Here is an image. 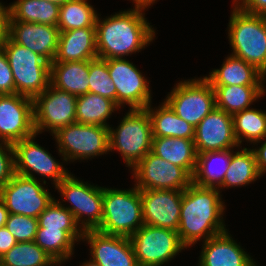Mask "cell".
I'll return each instance as SVG.
<instances>
[{"label":"cell","mask_w":266,"mask_h":266,"mask_svg":"<svg viewBox=\"0 0 266 266\" xmlns=\"http://www.w3.org/2000/svg\"><path fill=\"white\" fill-rule=\"evenodd\" d=\"M89 93L109 98L117 104L116 87L110 79L105 59L89 60Z\"/></svg>","instance_id":"8d00e7d4"},{"label":"cell","mask_w":266,"mask_h":266,"mask_svg":"<svg viewBox=\"0 0 266 266\" xmlns=\"http://www.w3.org/2000/svg\"><path fill=\"white\" fill-rule=\"evenodd\" d=\"M9 6L0 3V47L8 37Z\"/></svg>","instance_id":"7bdbcfd3"},{"label":"cell","mask_w":266,"mask_h":266,"mask_svg":"<svg viewBox=\"0 0 266 266\" xmlns=\"http://www.w3.org/2000/svg\"><path fill=\"white\" fill-rule=\"evenodd\" d=\"M211 86H263L262 73L234 55L228 56L220 69L204 77Z\"/></svg>","instance_id":"603a6c76"},{"label":"cell","mask_w":266,"mask_h":266,"mask_svg":"<svg viewBox=\"0 0 266 266\" xmlns=\"http://www.w3.org/2000/svg\"><path fill=\"white\" fill-rule=\"evenodd\" d=\"M58 151L67 162L90 159L109 151V129L91 124L73 123L58 129L54 134Z\"/></svg>","instance_id":"52a82bcc"},{"label":"cell","mask_w":266,"mask_h":266,"mask_svg":"<svg viewBox=\"0 0 266 266\" xmlns=\"http://www.w3.org/2000/svg\"><path fill=\"white\" fill-rule=\"evenodd\" d=\"M203 242L199 266H256L227 230Z\"/></svg>","instance_id":"44dd1931"},{"label":"cell","mask_w":266,"mask_h":266,"mask_svg":"<svg viewBox=\"0 0 266 266\" xmlns=\"http://www.w3.org/2000/svg\"><path fill=\"white\" fill-rule=\"evenodd\" d=\"M234 3L233 5L246 13L266 15V0H234Z\"/></svg>","instance_id":"60d3db41"},{"label":"cell","mask_w":266,"mask_h":266,"mask_svg":"<svg viewBox=\"0 0 266 266\" xmlns=\"http://www.w3.org/2000/svg\"><path fill=\"white\" fill-rule=\"evenodd\" d=\"M155 1L156 0H133V2L135 3V8H142V9L151 6V4H153Z\"/></svg>","instance_id":"bcb514c9"},{"label":"cell","mask_w":266,"mask_h":266,"mask_svg":"<svg viewBox=\"0 0 266 266\" xmlns=\"http://www.w3.org/2000/svg\"><path fill=\"white\" fill-rule=\"evenodd\" d=\"M87 0H70L60 6L57 27L60 32L80 28H96V14Z\"/></svg>","instance_id":"d6a6232c"},{"label":"cell","mask_w":266,"mask_h":266,"mask_svg":"<svg viewBox=\"0 0 266 266\" xmlns=\"http://www.w3.org/2000/svg\"><path fill=\"white\" fill-rule=\"evenodd\" d=\"M234 136L239 146L244 138L250 143H261L266 138V112L244 109L232 115Z\"/></svg>","instance_id":"1f68e13d"},{"label":"cell","mask_w":266,"mask_h":266,"mask_svg":"<svg viewBox=\"0 0 266 266\" xmlns=\"http://www.w3.org/2000/svg\"><path fill=\"white\" fill-rule=\"evenodd\" d=\"M234 153L231 156L229 168L225 173L223 182L219 186L220 189L222 187L244 186L263 176L259 173L256 156L252 149L245 147Z\"/></svg>","instance_id":"4dcf8cb0"},{"label":"cell","mask_w":266,"mask_h":266,"mask_svg":"<svg viewBox=\"0 0 266 266\" xmlns=\"http://www.w3.org/2000/svg\"><path fill=\"white\" fill-rule=\"evenodd\" d=\"M46 1L52 2V3H55V4L59 5V6H61V5H64L67 1H70V0H46Z\"/></svg>","instance_id":"7dc6e473"},{"label":"cell","mask_w":266,"mask_h":266,"mask_svg":"<svg viewBox=\"0 0 266 266\" xmlns=\"http://www.w3.org/2000/svg\"><path fill=\"white\" fill-rule=\"evenodd\" d=\"M34 242L57 263H62L71 258L76 240L67 231L38 225Z\"/></svg>","instance_id":"836d02e7"},{"label":"cell","mask_w":266,"mask_h":266,"mask_svg":"<svg viewBox=\"0 0 266 266\" xmlns=\"http://www.w3.org/2000/svg\"><path fill=\"white\" fill-rule=\"evenodd\" d=\"M16 243V239L5 227L0 228V258Z\"/></svg>","instance_id":"b9f144b4"},{"label":"cell","mask_w":266,"mask_h":266,"mask_svg":"<svg viewBox=\"0 0 266 266\" xmlns=\"http://www.w3.org/2000/svg\"><path fill=\"white\" fill-rule=\"evenodd\" d=\"M15 94V83L8 58L0 47V95Z\"/></svg>","instance_id":"ab89813d"},{"label":"cell","mask_w":266,"mask_h":266,"mask_svg":"<svg viewBox=\"0 0 266 266\" xmlns=\"http://www.w3.org/2000/svg\"><path fill=\"white\" fill-rule=\"evenodd\" d=\"M151 152L174 165L182 167L191 177L193 176L197 162L194 140L153 137Z\"/></svg>","instance_id":"d4e9b609"},{"label":"cell","mask_w":266,"mask_h":266,"mask_svg":"<svg viewBox=\"0 0 266 266\" xmlns=\"http://www.w3.org/2000/svg\"><path fill=\"white\" fill-rule=\"evenodd\" d=\"M109 129V152L117 150L127 167L133 168L152 151V125L146 109H130L118 128Z\"/></svg>","instance_id":"5b68a950"},{"label":"cell","mask_w":266,"mask_h":266,"mask_svg":"<svg viewBox=\"0 0 266 266\" xmlns=\"http://www.w3.org/2000/svg\"><path fill=\"white\" fill-rule=\"evenodd\" d=\"M194 144L197 154L238 147L234 136L232 115L215 108L196 127Z\"/></svg>","instance_id":"d6986e66"},{"label":"cell","mask_w":266,"mask_h":266,"mask_svg":"<svg viewBox=\"0 0 266 266\" xmlns=\"http://www.w3.org/2000/svg\"><path fill=\"white\" fill-rule=\"evenodd\" d=\"M165 102L194 128L216 108L215 91L204 77L180 81Z\"/></svg>","instance_id":"ba28073f"},{"label":"cell","mask_w":266,"mask_h":266,"mask_svg":"<svg viewBox=\"0 0 266 266\" xmlns=\"http://www.w3.org/2000/svg\"><path fill=\"white\" fill-rule=\"evenodd\" d=\"M136 187L184 191L192 177L182 168L149 152L133 168Z\"/></svg>","instance_id":"4fadbf2b"},{"label":"cell","mask_w":266,"mask_h":266,"mask_svg":"<svg viewBox=\"0 0 266 266\" xmlns=\"http://www.w3.org/2000/svg\"><path fill=\"white\" fill-rule=\"evenodd\" d=\"M36 135L13 144L15 174L36 179L32 172L34 171L41 176L52 178L51 180L56 186L70 173L49 152L34 141Z\"/></svg>","instance_id":"9a60e30c"},{"label":"cell","mask_w":266,"mask_h":266,"mask_svg":"<svg viewBox=\"0 0 266 266\" xmlns=\"http://www.w3.org/2000/svg\"><path fill=\"white\" fill-rule=\"evenodd\" d=\"M138 266H161L187 247L177 231L151 225L141 226L131 237Z\"/></svg>","instance_id":"9c48e42d"},{"label":"cell","mask_w":266,"mask_h":266,"mask_svg":"<svg viewBox=\"0 0 266 266\" xmlns=\"http://www.w3.org/2000/svg\"><path fill=\"white\" fill-rule=\"evenodd\" d=\"M219 190L192 182L183 191L177 232L186 247L201 239L207 241L227 230L222 217L225 205Z\"/></svg>","instance_id":"6da1fadb"},{"label":"cell","mask_w":266,"mask_h":266,"mask_svg":"<svg viewBox=\"0 0 266 266\" xmlns=\"http://www.w3.org/2000/svg\"><path fill=\"white\" fill-rule=\"evenodd\" d=\"M143 225L140 189L136 186L129 190L104 188L103 218L96 230L131 237Z\"/></svg>","instance_id":"277c9868"},{"label":"cell","mask_w":266,"mask_h":266,"mask_svg":"<svg viewBox=\"0 0 266 266\" xmlns=\"http://www.w3.org/2000/svg\"><path fill=\"white\" fill-rule=\"evenodd\" d=\"M144 9L134 8L96 20L98 58H123L139 52L153 41L154 28L144 18ZM143 12V13H142Z\"/></svg>","instance_id":"7a4b0ae2"},{"label":"cell","mask_w":266,"mask_h":266,"mask_svg":"<svg viewBox=\"0 0 266 266\" xmlns=\"http://www.w3.org/2000/svg\"><path fill=\"white\" fill-rule=\"evenodd\" d=\"M98 58L96 28L60 32L56 56L51 63L87 61Z\"/></svg>","instance_id":"7402d4cb"},{"label":"cell","mask_w":266,"mask_h":266,"mask_svg":"<svg viewBox=\"0 0 266 266\" xmlns=\"http://www.w3.org/2000/svg\"><path fill=\"white\" fill-rule=\"evenodd\" d=\"M256 156V163L259 173L262 175L266 172V141L258 149H252Z\"/></svg>","instance_id":"ee69618b"},{"label":"cell","mask_w":266,"mask_h":266,"mask_svg":"<svg viewBox=\"0 0 266 266\" xmlns=\"http://www.w3.org/2000/svg\"><path fill=\"white\" fill-rule=\"evenodd\" d=\"M110 79L117 92V105L130 106V109H145L151 104L149 81L144 78L133 63L124 58L105 59Z\"/></svg>","instance_id":"5bb4252c"},{"label":"cell","mask_w":266,"mask_h":266,"mask_svg":"<svg viewBox=\"0 0 266 266\" xmlns=\"http://www.w3.org/2000/svg\"><path fill=\"white\" fill-rule=\"evenodd\" d=\"M140 195L145 225L177 231L183 191L143 189Z\"/></svg>","instance_id":"e0dca14e"},{"label":"cell","mask_w":266,"mask_h":266,"mask_svg":"<svg viewBox=\"0 0 266 266\" xmlns=\"http://www.w3.org/2000/svg\"><path fill=\"white\" fill-rule=\"evenodd\" d=\"M265 77H266V70L262 73V81L265 80Z\"/></svg>","instance_id":"681fc988"},{"label":"cell","mask_w":266,"mask_h":266,"mask_svg":"<svg viewBox=\"0 0 266 266\" xmlns=\"http://www.w3.org/2000/svg\"><path fill=\"white\" fill-rule=\"evenodd\" d=\"M8 214L9 213L4 202L0 199V228L5 227Z\"/></svg>","instance_id":"f6af8a7d"},{"label":"cell","mask_w":266,"mask_h":266,"mask_svg":"<svg viewBox=\"0 0 266 266\" xmlns=\"http://www.w3.org/2000/svg\"><path fill=\"white\" fill-rule=\"evenodd\" d=\"M14 174L15 162L13 144L2 141L0 143V187L7 184Z\"/></svg>","instance_id":"f35d334b"},{"label":"cell","mask_w":266,"mask_h":266,"mask_svg":"<svg viewBox=\"0 0 266 266\" xmlns=\"http://www.w3.org/2000/svg\"><path fill=\"white\" fill-rule=\"evenodd\" d=\"M77 96L49 85L33 98L36 134L44 129L54 134L58 129L76 123Z\"/></svg>","instance_id":"8fae6325"},{"label":"cell","mask_w":266,"mask_h":266,"mask_svg":"<svg viewBox=\"0 0 266 266\" xmlns=\"http://www.w3.org/2000/svg\"><path fill=\"white\" fill-rule=\"evenodd\" d=\"M150 107L151 104L145 109L150 116L153 137L194 139L195 128L177 116L165 101L156 110Z\"/></svg>","instance_id":"4316f807"},{"label":"cell","mask_w":266,"mask_h":266,"mask_svg":"<svg viewBox=\"0 0 266 266\" xmlns=\"http://www.w3.org/2000/svg\"><path fill=\"white\" fill-rule=\"evenodd\" d=\"M85 239L91 247L90 260L99 266H138L130 237L86 230L82 237Z\"/></svg>","instance_id":"ac0fdd59"},{"label":"cell","mask_w":266,"mask_h":266,"mask_svg":"<svg viewBox=\"0 0 266 266\" xmlns=\"http://www.w3.org/2000/svg\"><path fill=\"white\" fill-rule=\"evenodd\" d=\"M38 225V218L8 214L5 228L17 242H28L35 240Z\"/></svg>","instance_id":"74e56055"},{"label":"cell","mask_w":266,"mask_h":266,"mask_svg":"<svg viewBox=\"0 0 266 266\" xmlns=\"http://www.w3.org/2000/svg\"><path fill=\"white\" fill-rule=\"evenodd\" d=\"M59 34L60 31L56 26L8 21V37L42 56L49 63L53 62L56 56Z\"/></svg>","instance_id":"ffe728a7"},{"label":"cell","mask_w":266,"mask_h":266,"mask_svg":"<svg viewBox=\"0 0 266 266\" xmlns=\"http://www.w3.org/2000/svg\"><path fill=\"white\" fill-rule=\"evenodd\" d=\"M2 266H54L57 263L34 241L17 242L1 258Z\"/></svg>","instance_id":"e575fe53"},{"label":"cell","mask_w":266,"mask_h":266,"mask_svg":"<svg viewBox=\"0 0 266 266\" xmlns=\"http://www.w3.org/2000/svg\"><path fill=\"white\" fill-rule=\"evenodd\" d=\"M215 91L216 108L234 115L258 100L265 93L263 86H212Z\"/></svg>","instance_id":"83f0119b"},{"label":"cell","mask_w":266,"mask_h":266,"mask_svg":"<svg viewBox=\"0 0 266 266\" xmlns=\"http://www.w3.org/2000/svg\"><path fill=\"white\" fill-rule=\"evenodd\" d=\"M233 152L232 149H227L197 154L196 169L192 176V182L201 187H215L219 189L229 168Z\"/></svg>","instance_id":"484cf974"},{"label":"cell","mask_w":266,"mask_h":266,"mask_svg":"<svg viewBox=\"0 0 266 266\" xmlns=\"http://www.w3.org/2000/svg\"><path fill=\"white\" fill-rule=\"evenodd\" d=\"M38 179L14 174L11 180L0 187V199L9 214L38 218L54 197Z\"/></svg>","instance_id":"7c38bea8"},{"label":"cell","mask_w":266,"mask_h":266,"mask_svg":"<svg viewBox=\"0 0 266 266\" xmlns=\"http://www.w3.org/2000/svg\"><path fill=\"white\" fill-rule=\"evenodd\" d=\"M50 85L81 96L89 92V60L50 63Z\"/></svg>","instance_id":"cb8c5ba5"},{"label":"cell","mask_w":266,"mask_h":266,"mask_svg":"<svg viewBox=\"0 0 266 266\" xmlns=\"http://www.w3.org/2000/svg\"><path fill=\"white\" fill-rule=\"evenodd\" d=\"M34 134L33 98L17 93L0 95V140L14 144Z\"/></svg>","instance_id":"2e32d148"},{"label":"cell","mask_w":266,"mask_h":266,"mask_svg":"<svg viewBox=\"0 0 266 266\" xmlns=\"http://www.w3.org/2000/svg\"><path fill=\"white\" fill-rule=\"evenodd\" d=\"M80 266H99L97 263L93 262L92 260L87 261V263H83Z\"/></svg>","instance_id":"c3c4849f"},{"label":"cell","mask_w":266,"mask_h":266,"mask_svg":"<svg viewBox=\"0 0 266 266\" xmlns=\"http://www.w3.org/2000/svg\"><path fill=\"white\" fill-rule=\"evenodd\" d=\"M38 224L44 229L67 231L76 241L82 239L84 233L82 227L77 224L73 214L59 200L55 199L39 215Z\"/></svg>","instance_id":"d590c367"},{"label":"cell","mask_w":266,"mask_h":266,"mask_svg":"<svg viewBox=\"0 0 266 266\" xmlns=\"http://www.w3.org/2000/svg\"><path fill=\"white\" fill-rule=\"evenodd\" d=\"M15 83V93L34 98L50 85V63L9 37L1 45Z\"/></svg>","instance_id":"8992f818"},{"label":"cell","mask_w":266,"mask_h":266,"mask_svg":"<svg viewBox=\"0 0 266 266\" xmlns=\"http://www.w3.org/2000/svg\"><path fill=\"white\" fill-rule=\"evenodd\" d=\"M76 122L109 127L106 123L112 112L120 107L111 99L98 94L86 93L76 101Z\"/></svg>","instance_id":"f546056e"},{"label":"cell","mask_w":266,"mask_h":266,"mask_svg":"<svg viewBox=\"0 0 266 266\" xmlns=\"http://www.w3.org/2000/svg\"><path fill=\"white\" fill-rule=\"evenodd\" d=\"M55 188L72 204L65 208L73 214L77 224H81L83 231L96 230L100 226L103 218V187L84 183L69 174Z\"/></svg>","instance_id":"30bf717a"},{"label":"cell","mask_w":266,"mask_h":266,"mask_svg":"<svg viewBox=\"0 0 266 266\" xmlns=\"http://www.w3.org/2000/svg\"><path fill=\"white\" fill-rule=\"evenodd\" d=\"M234 6L228 25L232 55L263 73L266 70V15L246 13Z\"/></svg>","instance_id":"3957f363"},{"label":"cell","mask_w":266,"mask_h":266,"mask_svg":"<svg viewBox=\"0 0 266 266\" xmlns=\"http://www.w3.org/2000/svg\"><path fill=\"white\" fill-rule=\"evenodd\" d=\"M60 6L46 0H17L9 6V21L56 26Z\"/></svg>","instance_id":"f1b7e54d"}]
</instances>
